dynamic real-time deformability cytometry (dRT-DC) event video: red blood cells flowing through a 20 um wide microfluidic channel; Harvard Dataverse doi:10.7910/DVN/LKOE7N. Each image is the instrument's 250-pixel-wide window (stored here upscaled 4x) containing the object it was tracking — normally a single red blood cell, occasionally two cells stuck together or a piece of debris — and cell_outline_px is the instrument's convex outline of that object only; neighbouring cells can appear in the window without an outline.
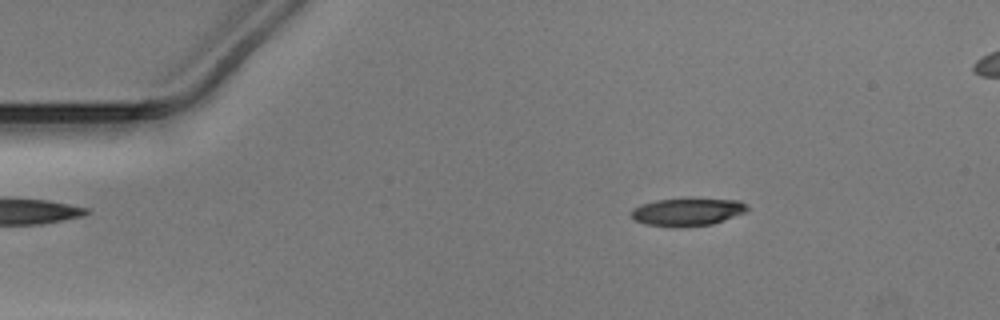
{"species": "Egyptian fruit bat (a non-hibernating species)", "species_latin": "Rousettus aegyptiacus", "temperature_condition": "warm", "stored_images_in_passage": 51, "camera_frame_rate_fps": 3000, "um_per_image_px": 0.085, "animal": {"sex": "male"}, "frame": {"image": 1, "passage_image": 8, "time_ms": 2.333, "image_size_px": [1000, 320], "cell_outline_px": [[748, 208], [744, 212], [724, 220], [712, 224], [680, 228], [672, 228], [644, 224], [636, 220], [628, 212], [632, 208], [640, 204], [656, 200], [740, 200]], "centroid_in_image_um": [58.33, 18.05], "position_along_channel_um": 26.7, "area_um2": 18.5}}
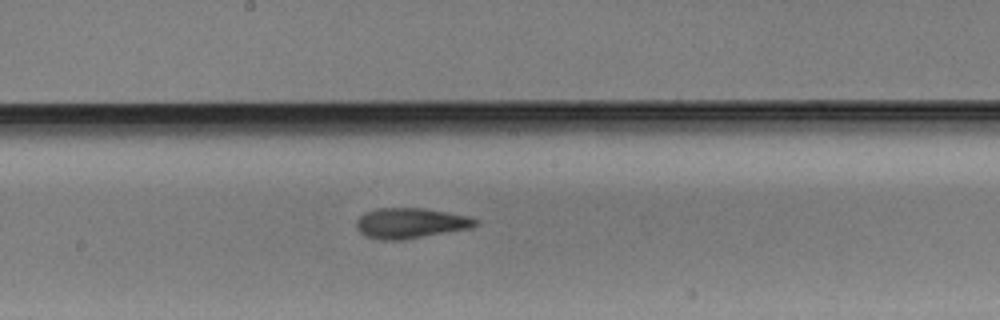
{"frame": {"image": 2, "passage_image": 27, "time_ms": 8.667, "image_size_px": [1000, 320], "cell_outline_px": [[476, 224], [468, 228], [400, 240], [380, 240], [364, 236], [356, 228], [356, 220], [364, 212], [376, 208], [424, 208], [468, 216], [476, 220]], "centroid_in_image_um": [34.79, 18.96], "position_along_channel_um": 213.4, "area_um2": 20.81}}
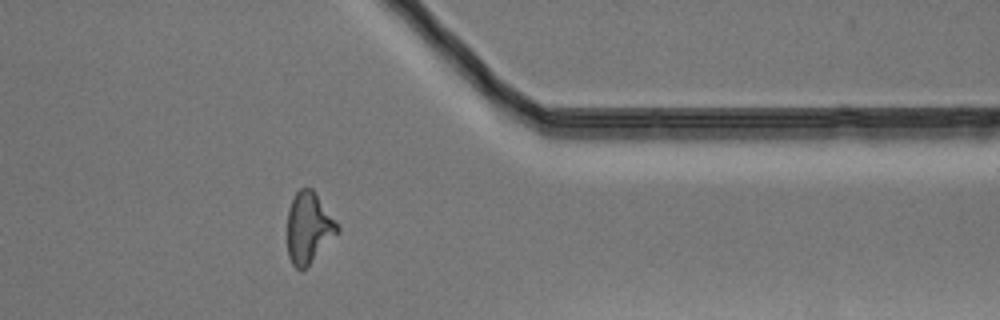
{"frame": {"image": 3, "passage_image": 41, "time_ms": 13.333, "image_size_px": [1000, 320], "cell_outline_px": [[340, 232], [304, 268], [296, 268], [292, 264], [288, 256], [288, 208], [296, 192], [300, 188], [312, 188], [316, 192], [340, 224]], "centroid_in_image_um": [26.28, 19.31], "position_along_channel_um": 385.1, "area_um2": 20.81}}